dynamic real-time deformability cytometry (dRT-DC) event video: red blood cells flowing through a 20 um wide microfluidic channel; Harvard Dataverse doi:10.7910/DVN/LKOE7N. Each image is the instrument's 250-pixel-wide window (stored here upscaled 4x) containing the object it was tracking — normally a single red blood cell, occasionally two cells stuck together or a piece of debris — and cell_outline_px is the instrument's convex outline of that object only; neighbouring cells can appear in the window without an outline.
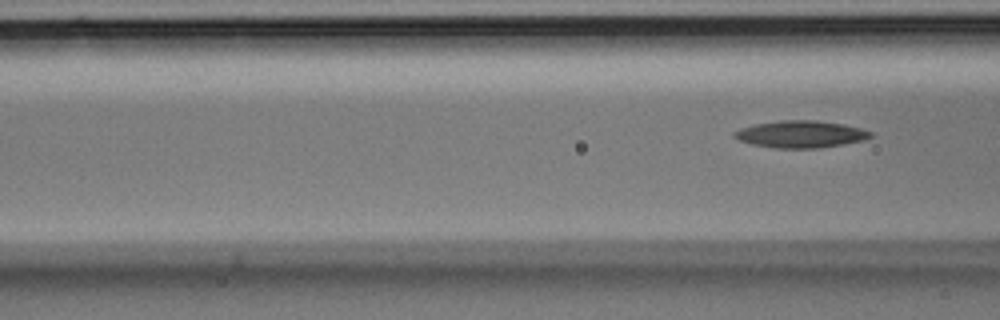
{"species": "Egyptian fruit bat (a non-hibernating species)", "species_latin": "Rousettus aegyptiacus", "temperature_condition": "room temperature", "stored_images_in_passage": 4, "segment_of_instrument_passage": [2, 2], "camera_frame_rate_fps": 3000, "um_per_image_px": 0.085, "animal": {"sex": "male"}, "frame": {"image": 1, "passage_image": 4, "time_ms": 1.0, "image_size_px": [1000, 320], "cell_outline_px": [[872, 136], [864, 140], [844, 144], [820, 148], [776, 148], [752, 144], [740, 140], [732, 136], [732, 132], [740, 128], [756, 124], [780, 120], [816, 120], [844, 124], [860, 128], [872, 132]], "centroid_in_image_um": [68.06, 11.4], "position_along_channel_um": 98.5, "area_um2": 21.5}}